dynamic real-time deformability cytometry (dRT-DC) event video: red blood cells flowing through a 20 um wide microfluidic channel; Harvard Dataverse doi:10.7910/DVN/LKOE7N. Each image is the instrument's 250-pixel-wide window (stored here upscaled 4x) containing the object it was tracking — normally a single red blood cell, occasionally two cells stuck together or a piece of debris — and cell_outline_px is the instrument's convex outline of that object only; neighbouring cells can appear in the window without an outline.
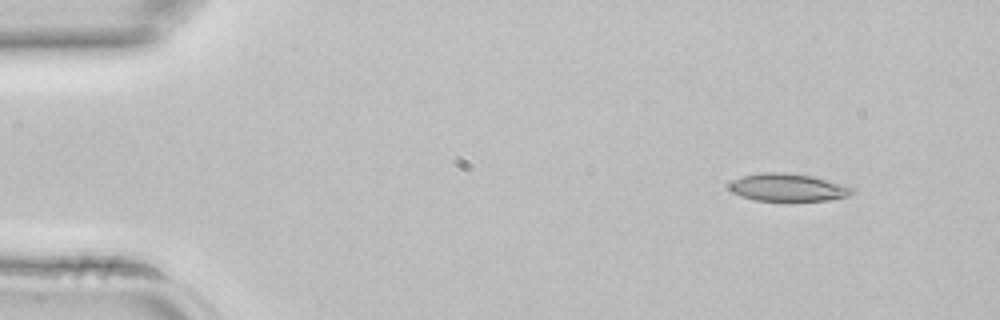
{"species": "common noctule bat (a hibernating species)", "species_latin": "Nyctalus noctula", "temperature_condition": "room temperature", "stored_images_in_passage": 2, "camera_frame_rate_fps": 3000, "um_per_image_px": 0.085, "animal": {"sex": "female", "body_mass_g": 22.7, "forearm_length_mm": 54.2}, "frame": {"image": 1, "passage_image": 1, "time_ms": 0.0, "image_size_px": [1000, 320], "cell_outline_px": [[856, 192], [848, 196], [828, 200], [756, 200], [740, 196], [732, 192], [728, 188], [728, 184], [732, 180], [744, 176], [760, 172], [784, 172], [812, 176], [848, 184]], "centroid_in_image_um": [67.0, 15.92], "position_along_channel_um": 18.0, "area_um2": 19.94}}